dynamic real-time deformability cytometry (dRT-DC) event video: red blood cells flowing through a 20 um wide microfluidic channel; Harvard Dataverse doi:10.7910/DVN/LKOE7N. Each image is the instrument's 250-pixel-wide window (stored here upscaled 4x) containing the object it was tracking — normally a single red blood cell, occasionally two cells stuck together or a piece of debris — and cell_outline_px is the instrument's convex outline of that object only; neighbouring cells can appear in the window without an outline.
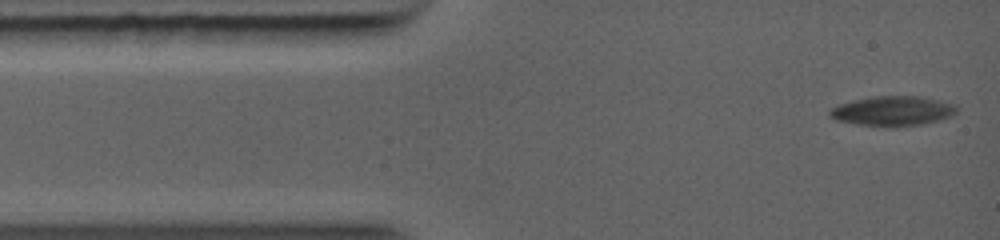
{"species": "common noctule bat (a hibernating species)", "species_latin": "Nyctalus noctula", "temperature_condition": "warm", "stored_images_in_passage": 31, "camera_frame_rate_fps": 5000, "um_per_image_px": 0.085, "animal": {"sex": "female", "body_mass_g": 19.0, "forearm_length_mm": 56.7}, "frame": {"image": 1, "passage_image": 1, "time_ms": 0.0, "image_size_px": [1000, 240], "cell_outline_px": [[956, 112], [940, 120], [924, 124], [860, 124], [836, 120], [828, 116], [828, 112], [832, 108], [840, 104], [856, 100], [876, 96], [916, 96], [936, 100], [952, 104], [956, 108]], "centroid_in_image_um": [75.85, 9.4], "position_along_channel_um": 9.2, "area_um2": 20.81}}
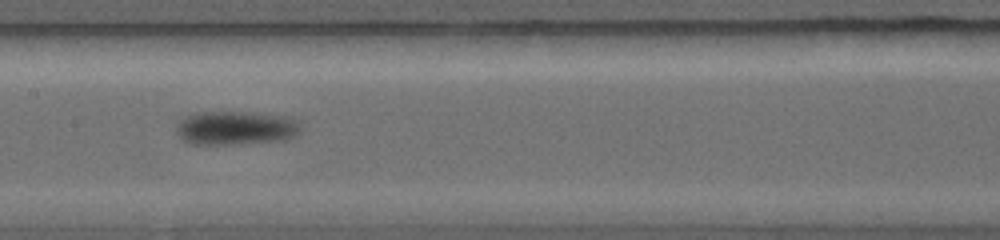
{"frame": {"image": 2, "passage_image": 14, "time_ms": 5.2, "image_size_px": [1000, 240], "cell_outline_px": [[296, 128], [292, 132], [280, 136], [232, 140], [196, 140], [180, 132], [180, 124], [188, 116], [196, 112], [240, 112], [280, 116], [292, 120], [296, 124]], "centroid_in_image_um": [19.96, 10.71], "position_along_channel_um": 187.4, "area_um2": 19.54}}
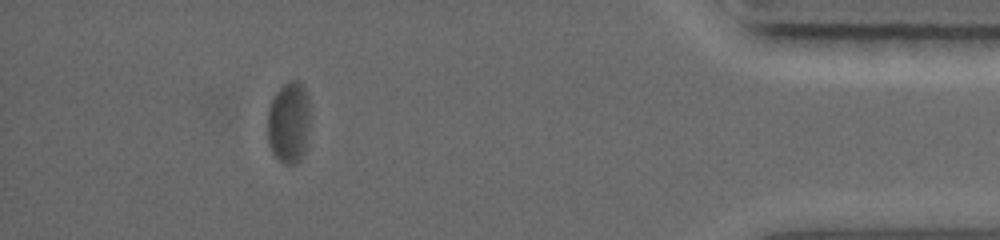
{"frame": {"image": 3, "passage_image": 27, "time_ms": 11.2, "image_size_px": [1000, 240], "cell_outline_px": [[312, 116], [300, 152], [296, 160], [292, 164], [284, 164], [276, 156], [268, 140], [268, 108], [276, 92], [288, 80], [296, 80], [304, 88], [308, 96]], "centroid_in_image_um": [24.55, 10.29], "position_along_channel_um": 410.7, "area_um2": 19.65}}